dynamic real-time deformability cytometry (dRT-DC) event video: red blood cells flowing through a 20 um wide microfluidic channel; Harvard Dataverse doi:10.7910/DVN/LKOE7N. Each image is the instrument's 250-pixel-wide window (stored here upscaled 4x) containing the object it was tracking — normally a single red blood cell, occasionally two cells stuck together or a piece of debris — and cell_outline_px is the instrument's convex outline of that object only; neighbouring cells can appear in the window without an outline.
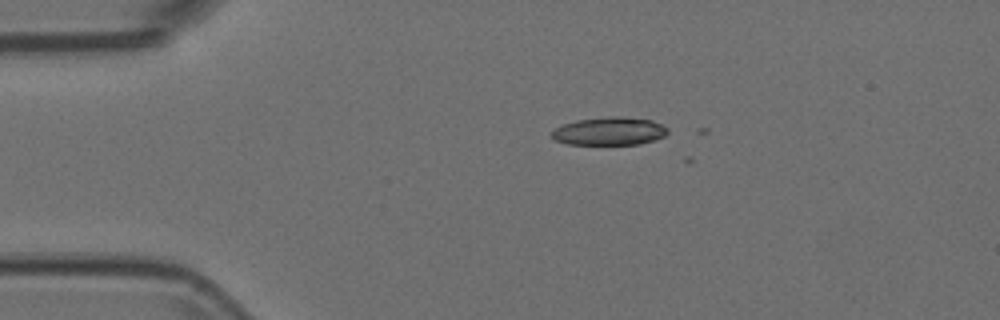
{"species": "Egyptian fruit bat (a non-hibernating species)", "species_latin": "Rousettus aegyptiacus", "temperature_condition": "room temperature", "stored_images_in_passage": 3, "camera_frame_rate_fps": 3000, "um_per_image_px": 0.085, "animal": {"sex": "female"}, "frame": {"image": 1, "passage_image": 2, "time_ms": 0.333, "image_size_px": [1000, 320], "cell_outline_px": [[668, 132], [664, 136], [656, 140], [640, 144], [568, 144], [556, 140], [552, 136], [552, 132], [556, 128], [564, 124], [576, 120], [612, 116], [624, 116], [652, 120], [668, 128]], "centroid_in_image_um": [51.85, 11.14], "position_along_channel_um": 33.2, "area_um2": 18.9}}